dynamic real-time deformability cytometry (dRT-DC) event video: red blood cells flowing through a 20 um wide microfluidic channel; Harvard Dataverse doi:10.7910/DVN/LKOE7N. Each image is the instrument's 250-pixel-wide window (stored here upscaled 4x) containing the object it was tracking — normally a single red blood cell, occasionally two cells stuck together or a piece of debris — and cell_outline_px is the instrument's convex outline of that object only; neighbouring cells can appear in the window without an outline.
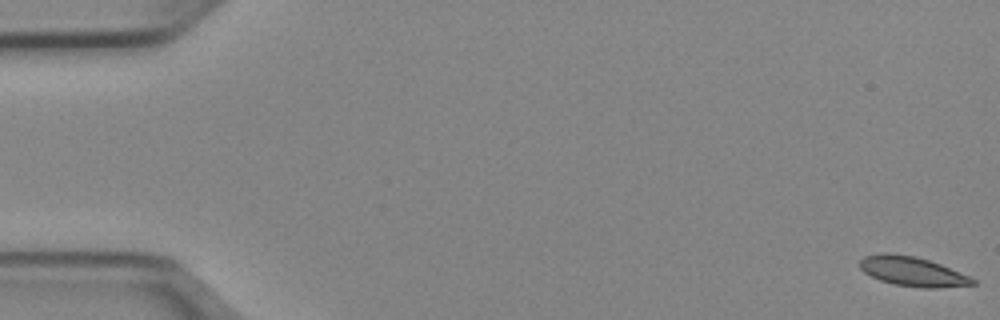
{"species": "Egyptian fruit bat (a non-hibernating species)", "species_latin": "Rousettus aegyptiacus", "temperature_condition": "cold", "stored_images_in_passage": 52, "camera_frame_rate_fps": 3000, "um_per_image_px": 0.085, "animal": {"sex": "female"}, "frame": {"image": 1, "passage_image": 1, "time_ms": 0.0, "image_size_px": [1000, 320], "cell_outline_px": [[976, 284], [936, 288], [924, 288], [896, 284], [880, 280], [864, 272], [860, 268], [860, 260], [864, 256], [880, 252], [888, 252], [912, 256], [928, 260], [940, 264], [972, 276], [976, 280]], "centroid_in_image_um": [77.58, 23.06], "position_along_channel_um": 7.4, "area_um2": 19.36}}
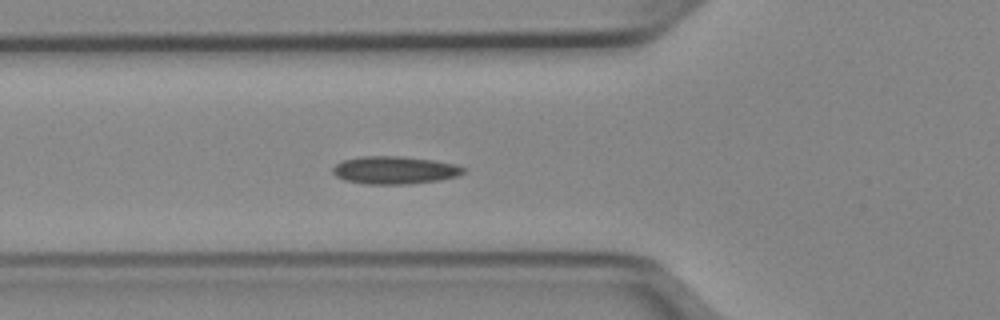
{"frame": {"image": 2, "passage_image": 19, "time_ms": 6.0, "image_size_px": [1000, 320], "cell_outline_px": [[468, 168], [464, 172], [456, 176], [440, 180], [408, 184], [364, 184], [344, 180], [336, 176], [332, 172], [332, 168], [336, 164], [344, 160], [360, 156], [400, 156], [432, 160], [456, 164]], "centroid_in_image_um": [33.54, 14.46], "position_along_channel_um": 92.3, "area_um2": 21.21}}
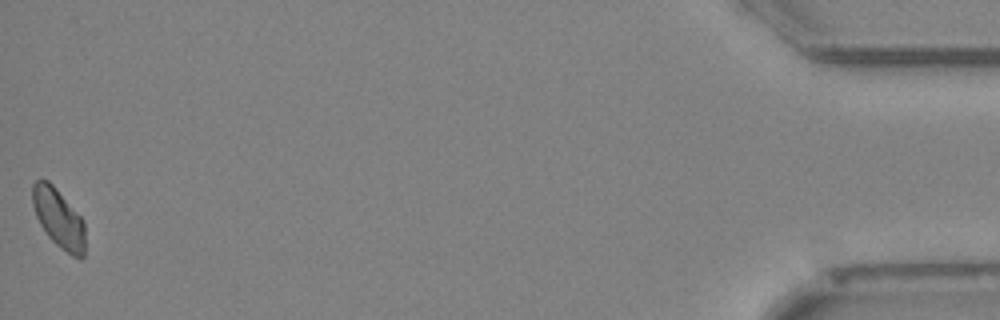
{"frame": {"image": 3, "passage_image": 52, "time_ms": 17.0, "image_size_px": [1000, 320], "cell_outline_px": [[84, 256], [80, 260], [72, 256], [60, 248], [48, 236], [40, 224], [36, 216], [32, 204], [32, 184], [36, 180], [48, 180], [56, 188], [84, 220]], "centroid_in_image_um": [4.98, 18.57], "position_along_channel_um": 430.2, "area_um2": 18.15}}